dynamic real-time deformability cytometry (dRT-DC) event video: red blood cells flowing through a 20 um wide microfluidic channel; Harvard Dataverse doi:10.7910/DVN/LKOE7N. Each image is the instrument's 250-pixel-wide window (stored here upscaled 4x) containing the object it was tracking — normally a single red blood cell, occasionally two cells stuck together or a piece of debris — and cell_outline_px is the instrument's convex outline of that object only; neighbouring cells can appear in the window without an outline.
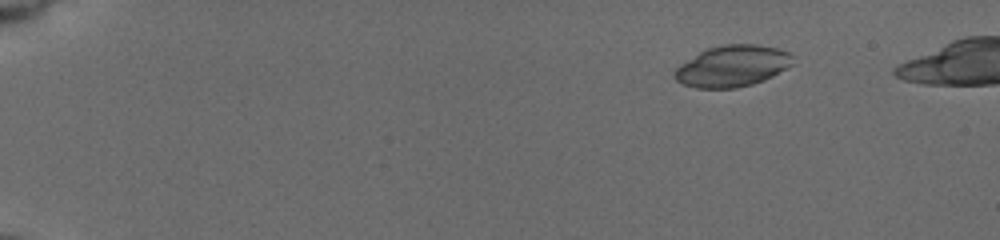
{"species": "common noctule bat (a hibernating species)", "species_latin": "Nyctalus noctula", "temperature_condition": "cold", "stored_images_in_passage": 45, "camera_frame_rate_fps": 3000, "um_per_image_px": 0.085, "animal": {"sex": "female", "body_mass_g": 19.5, "forearm_length_mm": 54.1}, "frame": {"image": 1, "passage_image": 1, "time_ms": 0.0, "image_size_px": [1000, 240], "cell_outline_px": [[792, 64], [772, 76], [764, 80], [752, 84], [736, 88], [696, 88], [684, 84], [676, 80], [672, 76], [676, 68], [680, 64], [700, 52], [708, 48], [724, 44], [756, 44], [776, 48], [788, 52], [792, 56]], "centroid_in_image_um": [62.22, 5.62], "position_along_channel_um": 22.8, "area_um2": 28.26}}